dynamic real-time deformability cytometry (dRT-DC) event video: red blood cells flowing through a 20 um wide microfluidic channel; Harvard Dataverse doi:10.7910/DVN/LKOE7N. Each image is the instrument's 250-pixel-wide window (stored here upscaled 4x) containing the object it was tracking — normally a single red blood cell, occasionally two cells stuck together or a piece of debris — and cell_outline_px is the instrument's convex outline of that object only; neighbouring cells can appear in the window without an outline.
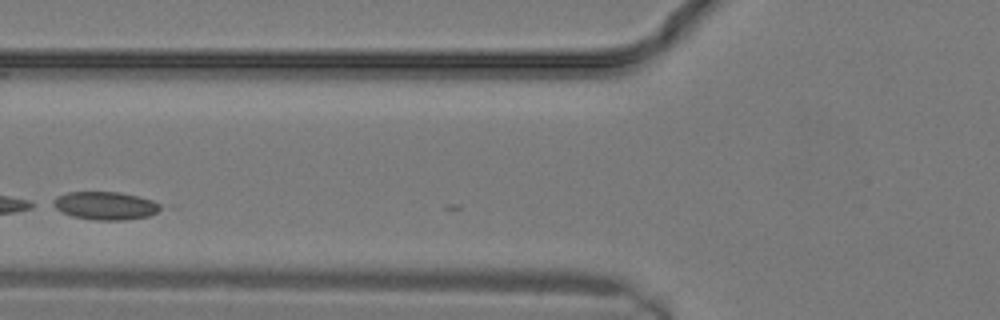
{"species": "common noctule bat (a hibernating species)", "species_latin": "Nyctalus noctula", "temperature_condition": "warm", "stored_images_in_passage": 7, "camera_frame_rate_fps": 3000, "um_per_image_px": 0.085, "animal": {"sex": "male", "body_mass_g": 19.2, "forearm_length_mm": 51.8}, "frame": {"image": 1, "passage_image": 5, "time_ms": 1.333, "image_size_px": [1000, 320], "cell_outline_px": [[164, 208], [148, 216], [124, 220], [96, 220], [72, 216], [48, 204], [48, 200], [56, 196], [68, 192], [120, 192], [152, 200], [160, 204]], "centroid_in_image_um": [8.9, 17.47], "position_along_channel_um": 116.9, "area_um2": 17.69}}